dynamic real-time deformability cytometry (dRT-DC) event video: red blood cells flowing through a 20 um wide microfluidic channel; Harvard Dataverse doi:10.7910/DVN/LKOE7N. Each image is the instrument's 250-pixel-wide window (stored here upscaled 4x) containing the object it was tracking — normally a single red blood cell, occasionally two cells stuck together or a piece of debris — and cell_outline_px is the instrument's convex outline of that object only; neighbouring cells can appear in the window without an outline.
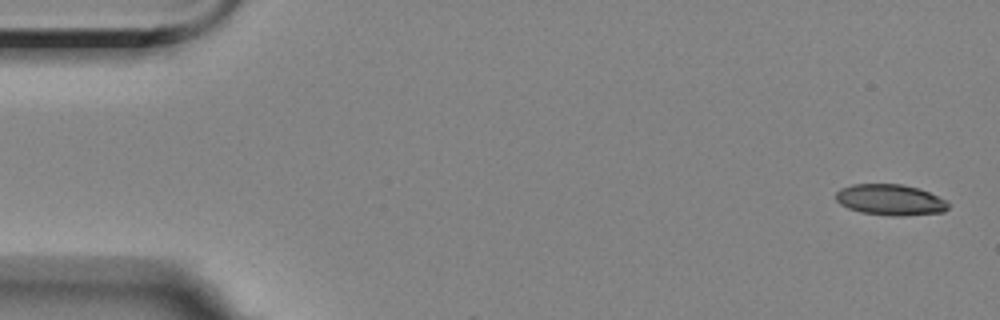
{"species": "Egyptian fruit bat (a non-hibernating species)", "species_latin": "Rousettus aegyptiacus", "temperature_condition": "room temperature", "stored_images_in_passage": 11, "camera_frame_rate_fps": 3000, "um_per_image_px": 0.085, "animal": {"sex": "female"}, "frame": {"image": 1, "passage_image": 1, "time_ms": 0.0, "image_size_px": [1000, 320], "cell_outline_px": [[948, 208], [944, 212], [900, 216], [888, 216], [860, 212], [848, 208], [840, 204], [836, 200], [836, 192], [840, 188], [852, 184], [904, 184], [920, 188], [944, 200], [948, 204]], "centroid_in_image_um": [75.64, 16.98], "position_along_channel_um": 9.4, "area_um2": 20.35}}
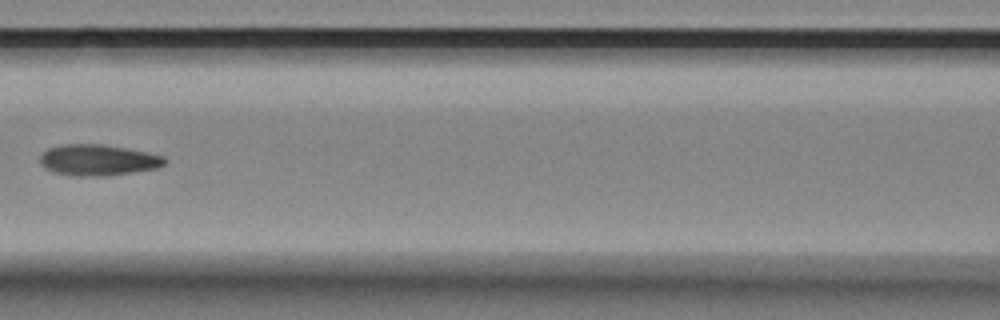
{"frame": {"image": 2, "passage_image": 7, "time_ms": 7.667, "image_size_px": [1000, 320], "cell_outline_px": [[164, 164], [156, 168], [132, 172], [104, 176], [72, 176], [56, 172], [44, 168], [40, 164], [40, 156], [48, 148], [60, 144], [104, 144], [164, 156]], "centroid_in_image_um": [8.27, 13.6], "position_along_channel_um": 158.3, "area_um2": 22.37}}
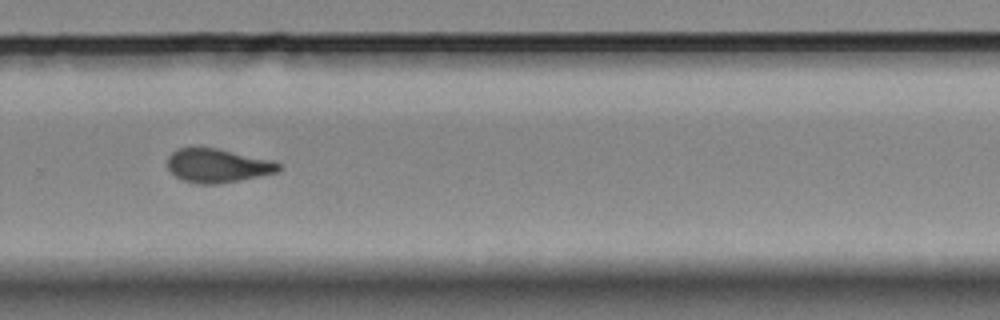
{"frame": {"image": 3, "passage_image": 11, "time_ms": 12.0, "image_size_px": [1000, 320], "cell_outline_px": [[280, 168], [276, 172], [260, 176], [220, 184], [200, 184], [184, 180], [176, 176], [168, 168], [168, 156], [176, 148], [216, 148], [272, 160], [280, 164]], "centroid_in_image_um": [18.49, 14.08], "position_along_channel_um": 311.3, "area_um2": 21.68}}